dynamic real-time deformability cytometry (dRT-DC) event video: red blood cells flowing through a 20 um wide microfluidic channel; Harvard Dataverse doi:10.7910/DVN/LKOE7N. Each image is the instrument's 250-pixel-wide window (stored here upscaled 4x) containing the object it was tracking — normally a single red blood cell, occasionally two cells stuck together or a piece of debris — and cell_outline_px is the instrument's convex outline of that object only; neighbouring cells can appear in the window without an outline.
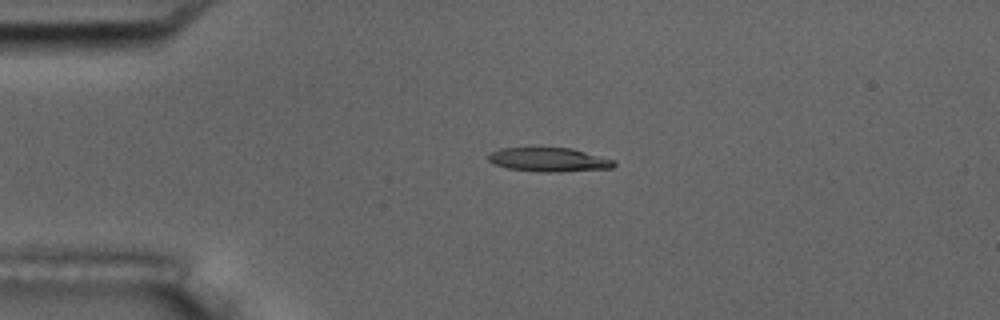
{"species": "common noctule bat (a hibernating species)", "species_latin": "Nyctalus noctula", "temperature_condition": "room temperature", "stored_images_in_passage": 3, "camera_frame_rate_fps": 3000, "um_per_image_px": 0.085, "animal": {"sex": "male", "body_mass_g": 17.5, "forearm_length_mm": 52.3}, "frame": {"image": 1, "passage_image": 2, "time_ms": 1.0, "image_size_px": [1000, 320], "cell_outline_px": [[616, 164], [612, 168], [560, 172], [540, 172], [508, 168], [492, 164], [488, 160], [488, 152], [500, 148], [572, 148], [612, 160]], "centroid_in_image_um": [46.59, 13.58], "position_along_channel_um": 38.4, "area_um2": 17.51}}